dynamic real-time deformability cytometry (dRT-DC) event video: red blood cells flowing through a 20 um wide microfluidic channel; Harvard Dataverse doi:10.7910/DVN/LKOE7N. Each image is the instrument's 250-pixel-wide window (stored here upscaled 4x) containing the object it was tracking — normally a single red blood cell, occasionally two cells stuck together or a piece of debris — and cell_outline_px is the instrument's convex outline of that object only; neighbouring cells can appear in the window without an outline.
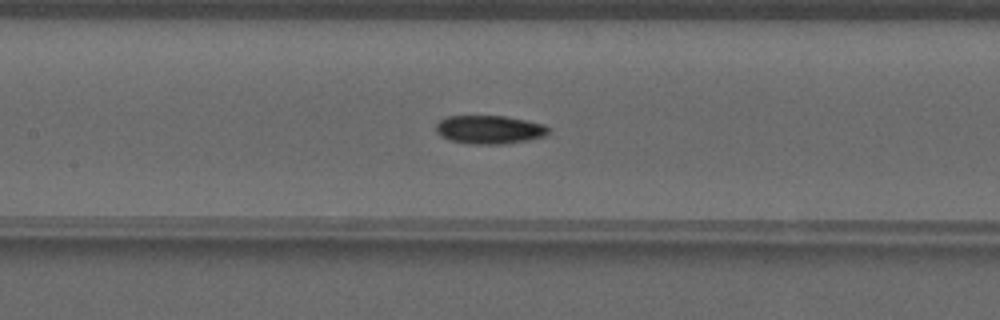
{"species": "common noctule bat (a hibernating species)", "species_latin": "Nyctalus noctula", "temperature_condition": "warm", "stored_images_in_passage": 51, "camera_frame_rate_fps": 3000, "um_per_image_px": 0.085, "animal": {"sex": "male", "forearm_length_mm": 52.5}, "frame": {"image": 1, "passage_image": 25, "time_ms": 8.0, "image_size_px": [1000, 320], "cell_outline_px": [[548, 132], [544, 136], [528, 140], [504, 144], [468, 144], [452, 140], [440, 136], [436, 132], [436, 124], [440, 120], [448, 116], [504, 116], [544, 124], [548, 128]], "centroid_in_image_um": [41.57, 11.02], "position_along_channel_um": 165.8, "area_um2": 18.55}}
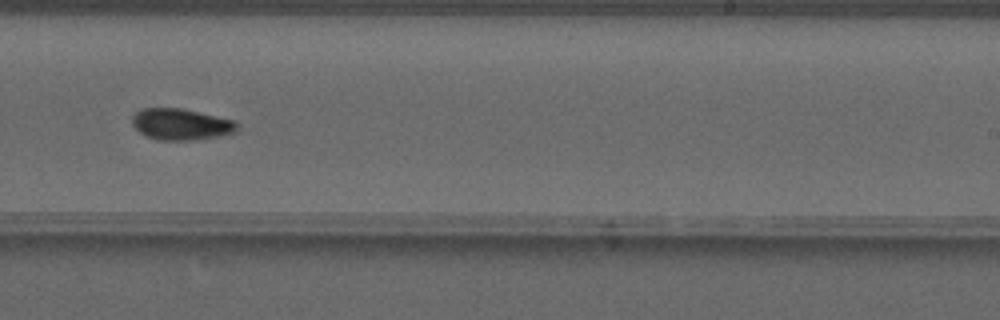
{"frame": {"image": 2, "passage_image": 33, "time_ms": 10.667, "image_size_px": [1000, 320], "cell_outline_px": [[240, 128], [236, 132], [224, 136], [196, 140], [156, 140], [140, 132], [132, 124], [132, 116], [136, 112], [144, 108], [180, 108], [236, 120], [240, 124]], "centroid_in_image_um": [15.47, 10.57], "position_along_channel_um": 273.5, "area_um2": 19.48}}
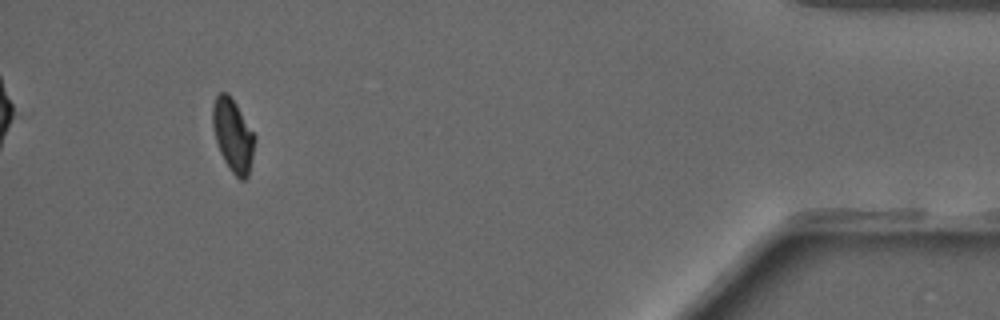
{"frame": {"image": 3, "passage_image": 48, "time_ms": 15.667, "image_size_px": [1000, 320], "cell_outline_px": [[256, 136], [248, 176], [244, 180], [240, 180], [232, 172], [224, 160], [220, 152], [216, 140], [212, 124], [212, 108], [216, 96], [220, 92], [224, 92], [236, 104]], "centroid_in_image_um": [19.8, 11.52], "position_along_channel_um": 415.4, "area_um2": 17.51}, "authors_computed_cell_mechanics": {"area_um2": 18.0336, "velocity_mm_per_s": 4.0693, "shape_relaxation_time_tau1_ms": 3.1357, "shape_relaxation_time_tau2_ms": 5.0111, "deformation_change_tau1": 0.1214, "deformation_change_tau2": 0.0615}}